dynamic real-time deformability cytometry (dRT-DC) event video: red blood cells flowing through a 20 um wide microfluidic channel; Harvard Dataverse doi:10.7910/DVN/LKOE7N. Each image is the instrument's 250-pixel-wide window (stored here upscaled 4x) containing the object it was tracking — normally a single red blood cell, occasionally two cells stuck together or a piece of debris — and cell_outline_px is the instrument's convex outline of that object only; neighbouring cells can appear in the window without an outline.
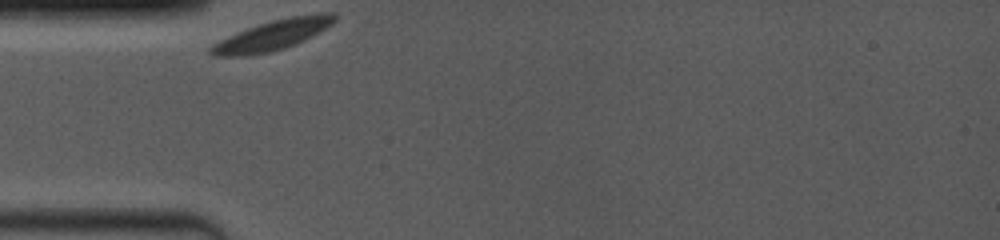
{"species": "common noctule bat (a hibernating species)", "species_latin": "Nyctalus noctula", "temperature_condition": "room temperature", "stored_images_in_passage": 2, "camera_frame_rate_fps": 4000, "um_per_image_px": 0.085, "animal": {"sex": "female", "body_mass_g": 19.0, "forearm_length_mm": 53.3}, "frame": {"image": 1, "passage_image": 1, "time_ms": 0.0, "image_size_px": [1000, 240], "cell_outline_px": [[336, 20], [332, 24], [304, 40], [284, 48], [268, 52], [244, 56], [212, 56], [208, 52], [208, 48], [212, 44], [220, 40], [248, 28], [272, 20], [292, 16], [324, 12], [336, 12]], "centroid_in_image_um": [23.16, 2.98], "position_along_channel_um": 61.8, "area_um2": 21.44}}
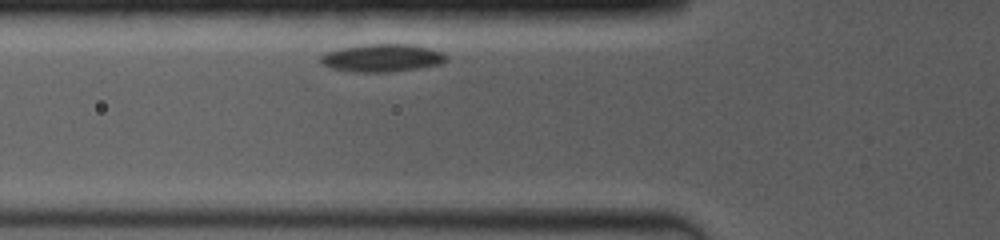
{"frame": {"image": 2, "passage_image": 2, "time_ms": 1.0, "image_size_px": [1000, 240], "cell_outline_px": [[448, 60], [444, 64], [388, 72], [352, 72], [332, 68], [324, 64], [320, 60], [320, 56], [328, 52], [344, 48], [364, 44], [408, 44], [428, 48], [440, 52], [448, 56]], "centroid_in_image_um": [32.52, 4.93], "position_along_channel_um": 93.3, "area_um2": 20.11}}